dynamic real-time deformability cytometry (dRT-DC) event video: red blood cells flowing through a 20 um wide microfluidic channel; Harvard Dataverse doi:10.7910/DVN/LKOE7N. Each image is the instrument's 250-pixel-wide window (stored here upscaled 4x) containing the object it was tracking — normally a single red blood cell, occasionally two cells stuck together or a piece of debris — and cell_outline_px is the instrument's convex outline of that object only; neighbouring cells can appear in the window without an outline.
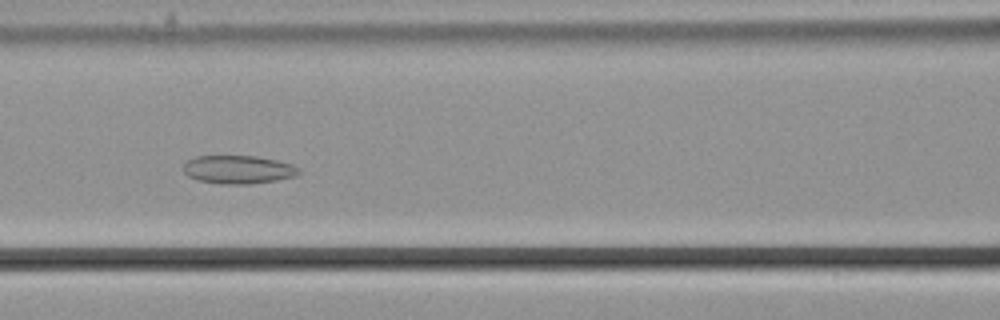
{"species": "common noctule bat (a hibernating species)", "species_latin": "Nyctalus noctula", "temperature_condition": "cold", "stored_images_in_passage": 59, "camera_frame_rate_fps": 3000, "um_per_image_px": 0.085, "animal": {"sex": "male", "body_mass_g": 21.5, "forearm_length_mm": 52.0}, "frame": {"image": 1, "passage_image": 26, "time_ms": 8.333, "image_size_px": [1000, 320], "cell_outline_px": [[300, 172], [296, 176], [276, 180], [252, 184], [220, 184], [196, 180], [188, 176], [184, 172], [184, 164], [188, 160], [196, 156], [256, 156], [276, 160], [292, 164], [300, 168]], "centroid_in_image_um": [20.26, 14.42], "position_along_channel_um": 146.3, "area_um2": 19.13}}
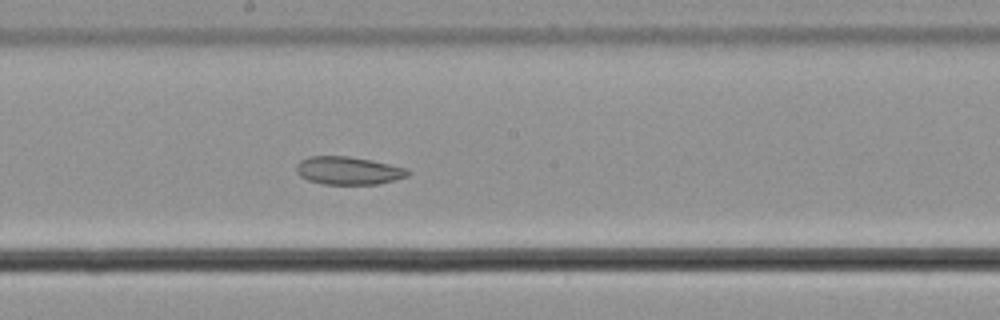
{"frame": {"image": 2, "passage_image": 32, "time_ms": 10.333, "image_size_px": [1000, 320], "cell_outline_px": [[412, 172], [408, 176], [396, 180], [380, 184], [324, 184], [308, 180], [300, 176], [296, 172], [296, 164], [300, 160], [308, 156], [348, 156], [372, 160], [404, 168]], "centroid_in_image_um": [29.6, 14.5], "position_along_channel_um": 218.6, "area_um2": 18.26}}
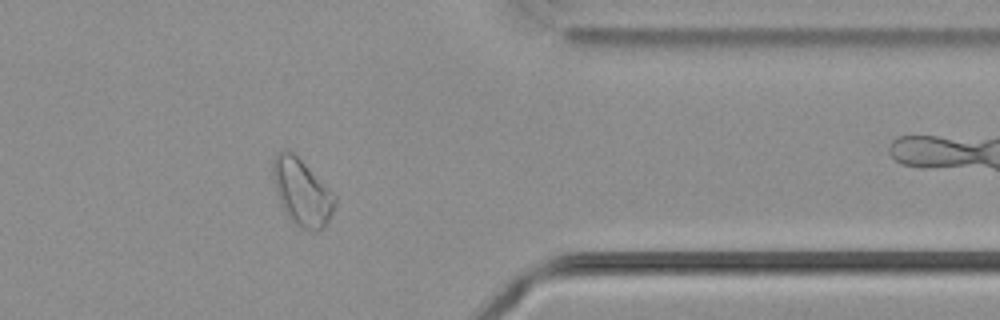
{"frame": {"image": 3, "passage_image": 47, "time_ms": 15.333, "image_size_px": [1000, 320], "cell_outline_px": [[336, 204], [324, 228], [316, 232], [300, 228], [292, 224], [284, 212], [272, 176], [272, 164], [276, 156], [284, 148], [288, 148], [336, 196]], "centroid_in_image_um": [25.65, 16.39], "position_along_channel_um": 385.7, "area_um2": 23.76}}